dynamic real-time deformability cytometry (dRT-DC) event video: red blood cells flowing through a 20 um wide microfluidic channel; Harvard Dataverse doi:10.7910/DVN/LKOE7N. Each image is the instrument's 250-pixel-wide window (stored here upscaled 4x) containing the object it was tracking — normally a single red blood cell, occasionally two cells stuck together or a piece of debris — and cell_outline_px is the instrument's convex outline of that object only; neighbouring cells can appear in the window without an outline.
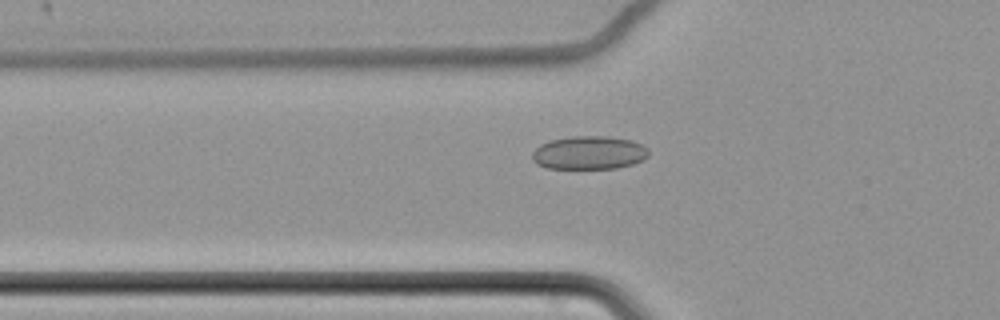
{"species": "common noctule bat (a hibernating species)", "species_latin": "Nyctalus noctula", "temperature_condition": "cold", "stored_images_in_passage": 23, "camera_frame_rate_fps": 3000, "um_per_image_px": 0.085, "animal": {"sex": "female", "body_mass_g": 22.7, "forearm_length_mm": 54.2}, "frame": {"image": 1, "passage_image": 23, "time_ms": 7.333, "image_size_px": [1000, 320], "cell_outline_px": [[648, 156], [632, 164], [616, 168], [548, 168], [536, 164], [532, 160], [532, 152], [540, 144], [552, 140], [572, 136], [608, 136], [632, 140], [648, 148]], "centroid_in_image_um": [50.05, 12.98], "position_along_channel_um": 75.8, "area_um2": 22.54}}